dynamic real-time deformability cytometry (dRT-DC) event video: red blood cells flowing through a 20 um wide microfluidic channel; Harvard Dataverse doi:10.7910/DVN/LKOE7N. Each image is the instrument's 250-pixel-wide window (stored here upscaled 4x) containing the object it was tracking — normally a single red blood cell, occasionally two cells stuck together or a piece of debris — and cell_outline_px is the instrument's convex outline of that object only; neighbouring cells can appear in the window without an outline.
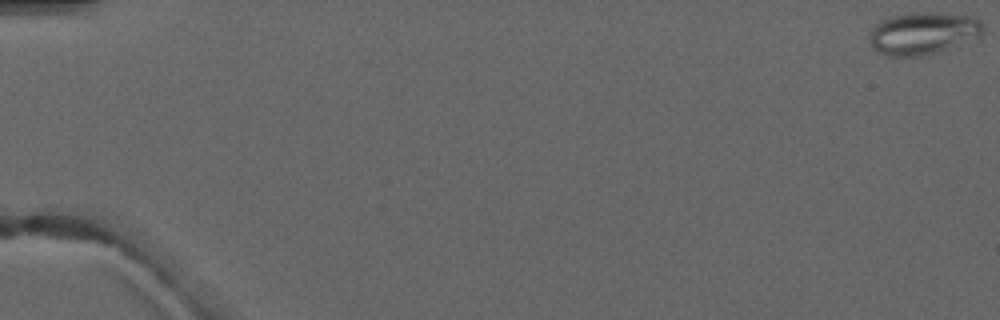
{"species": "common noctule bat (a hibernating species)", "species_latin": "Nyctalus noctula", "temperature_condition": "warm", "stored_images_in_passage": 5, "camera_frame_rate_fps": 3000, "um_per_image_px": 0.085, "animal": {"sex": "male", "forearm_length_mm": 52.5}, "frame": {"image": 1, "passage_image": 5, "time_ms": 4.667, "image_size_px": [1000, 320], "cell_outline_px": [[984, 32], [980, 36], [936, 52], [920, 56], [888, 56], [872, 48], [868, 40], [868, 36], [872, 28], [880, 20], [892, 16], [916, 12], [928, 12], [972, 16], [980, 20], [984, 24]], "centroid_in_image_um": [78.43, 2.82], "position_along_channel_um": 6.6, "area_um2": 27.98}}